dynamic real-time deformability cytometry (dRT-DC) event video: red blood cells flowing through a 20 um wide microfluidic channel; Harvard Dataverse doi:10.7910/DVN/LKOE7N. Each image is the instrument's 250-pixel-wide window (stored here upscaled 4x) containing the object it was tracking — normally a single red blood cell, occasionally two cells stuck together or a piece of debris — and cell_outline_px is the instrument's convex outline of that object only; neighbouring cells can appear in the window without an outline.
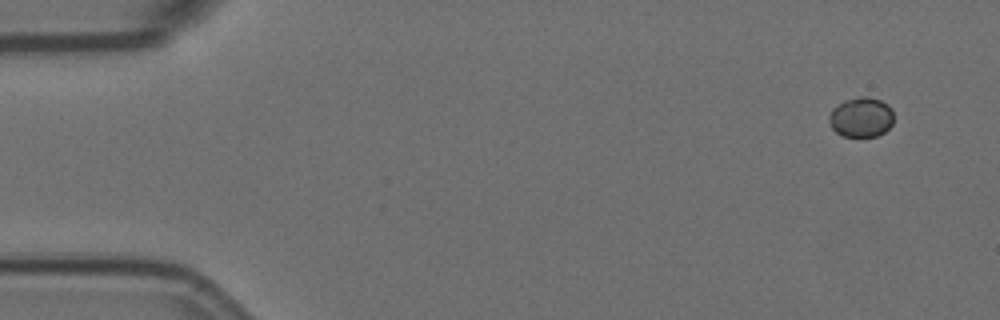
{"species": "Egyptian fruit bat (a non-hibernating species)", "species_latin": "Rousettus aegyptiacus", "temperature_condition": "room temperature", "stored_images_in_passage": 6, "camera_frame_rate_fps": 3000, "um_per_image_px": 0.085, "animal": {"sex": "female"}, "frame": {"image": 1, "passage_image": 1, "time_ms": 0.0, "image_size_px": [1000, 320], "cell_outline_px": [[892, 124], [884, 132], [876, 136], [844, 136], [836, 132], [832, 128], [828, 120], [828, 116], [832, 108], [844, 100], [860, 96], [868, 96], [880, 100], [888, 104], [892, 108]], "centroid_in_image_um": [73.18, 9.94], "position_along_channel_um": 11.8, "area_um2": 15.09}}
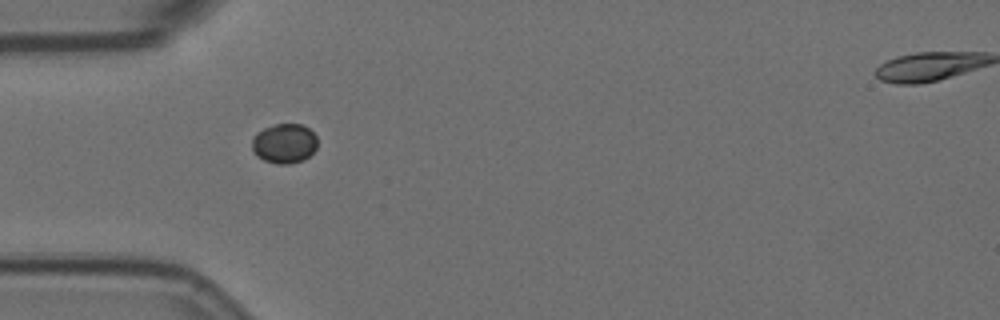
{"frame": {"image": 2, "passage_image": 5, "time_ms": 1.333, "image_size_px": [1000, 320], "cell_outline_px": [[316, 148], [304, 160], [288, 164], [276, 164], [264, 160], [256, 156], [252, 152], [252, 136], [256, 132], [264, 128], [276, 124], [300, 124], [308, 128], [316, 136]], "centroid_in_image_um": [24.12, 12.2], "position_along_channel_um": 60.9, "area_um2": 15.2}}
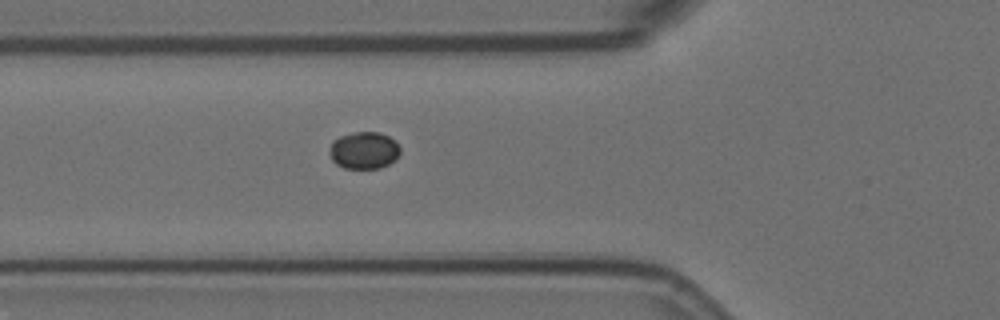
{"frame": {"image": 3, "passage_image": 6, "time_ms": 1.667, "image_size_px": [1000, 320], "cell_outline_px": [[400, 152], [396, 160], [380, 168], [344, 168], [336, 164], [332, 160], [328, 152], [332, 140], [340, 136], [356, 132], [380, 132], [396, 140], [400, 148]], "centroid_in_image_um": [30.94, 12.78], "position_along_channel_um": 94.9, "area_um2": 15.49}}